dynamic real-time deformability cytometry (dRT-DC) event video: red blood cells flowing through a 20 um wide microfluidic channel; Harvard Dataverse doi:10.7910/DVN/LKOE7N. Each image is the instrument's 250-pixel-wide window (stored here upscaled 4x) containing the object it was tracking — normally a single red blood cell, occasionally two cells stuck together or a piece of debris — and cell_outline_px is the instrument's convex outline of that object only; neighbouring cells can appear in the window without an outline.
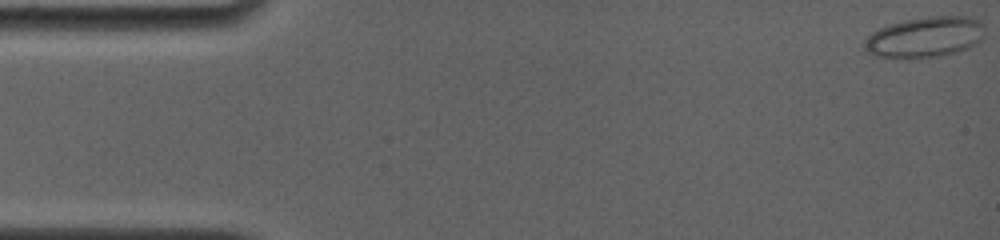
{"species": "common noctule bat (a hibernating species)", "species_latin": "Nyctalus noctula", "temperature_condition": "room temperature", "stored_images_in_passage": 65, "camera_frame_rate_fps": 4000, "um_per_image_px": 0.085, "animal": {"sex": "female", "body_mass_g": 19.0, "forearm_length_mm": 56.7}, "frame": {"image": 1, "passage_image": 1, "time_ms": 0.0, "image_size_px": [1000, 240], "cell_outline_px": [[984, 24], [972, 40], [964, 48], [952, 52], [932, 56], [876, 56], [868, 52], [864, 48], [864, 40], [872, 32], [888, 24], [904, 20], [928, 16], [972, 16], [980, 20]], "centroid_in_image_um": [78.49, 3.09], "position_along_channel_um": 6.5, "area_um2": 26.93}}
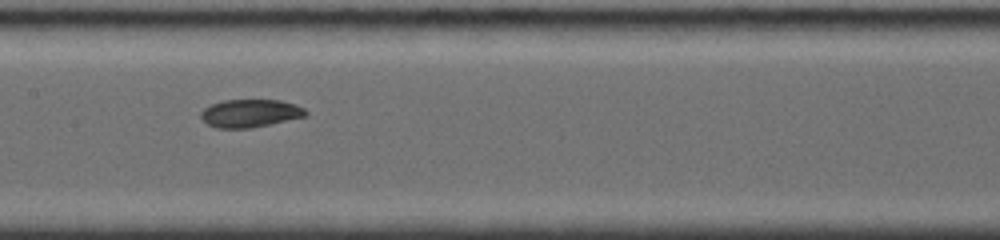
{"frame": {"image": 2, "passage_image": 32, "time_ms": 8.0, "image_size_px": [1000, 240], "cell_outline_px": [[308, 116], [252, 128], [216, 128], [208, 124], [200, 116], [200, 112], [204, 108], [212, 104], [224, 100], [280, 100], [296, 104], [304, 108], [308, 112]], "centroid_in_image_um": [21.3, 9.63], "position_along_channel_um": 186.1, "area_um2": 17.17}}
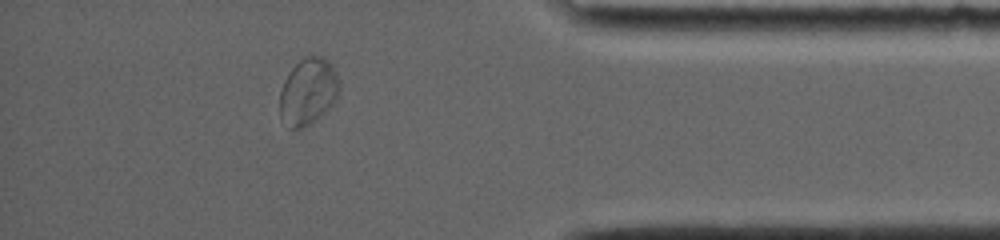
{"frame": {"image": 3, "passage_image": 57, "time_ms": 14.25, "image_size_px": [1000, 240], "cell_outline_px": [[340, 88], [336, 100], [320, 116], [308, 124], [300, 128], [288, 128], [280, 120], [280, 92], [284, 80], [288, 72], [304, 56], [324, 56], [332, 64], [336, 72], [340, 84]], "centroid_in_image_um": [26.18, 7.76], "position_along_channel_um": 409.0, "area_um2": 23.29}, "authors_computed_cell_mechanics": {"area_um2": 19.363, "velocity_mm_per_s": 3.8301, "shape_relaxation_time_tau1_ms": 5.6466, "shape_relaxation_time_tau2_ms": 1.4154, "deformation_change_tau1": 0.1416, "deformation_change_tau2": 0.0492}}